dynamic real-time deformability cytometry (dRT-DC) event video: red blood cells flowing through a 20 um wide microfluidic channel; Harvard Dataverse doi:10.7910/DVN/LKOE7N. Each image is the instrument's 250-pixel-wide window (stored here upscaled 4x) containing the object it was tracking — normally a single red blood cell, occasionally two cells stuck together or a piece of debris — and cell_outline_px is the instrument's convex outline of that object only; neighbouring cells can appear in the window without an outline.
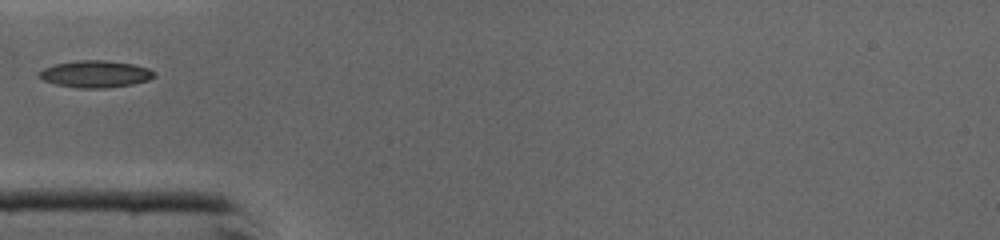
{"species": "common noctule bat (a hibernating species)", "species_latin": "Nyctalus noctula", "temperature_condition": "cold", "stored_images_in_passage": 17, "camera_frame_rate_fps": 3000, "um_per_image_px": 0.085, "animal": {"sex": "male", "body_mass_g": 19.0, "forearm_length_mm": 50.8}, "frame": {"image": 1, "passage_image": 1, "time_ms": 0.0, "image_size_px": [1000, 240], "cell_outline_px": [[156, 76], [148, 80], [132, 84], [108, 88], [80, 88], [56, 84], [44, 80], [40, 76], [40, 72], [44, 68], [56, 64], [76, 60], [104, 60], [132, 64], [148, 68], [156, 72]], "centroid_in_image_um": [8.16, 6.29], "position_along_channel_um": 76.8, "area_um2": 17.92}}